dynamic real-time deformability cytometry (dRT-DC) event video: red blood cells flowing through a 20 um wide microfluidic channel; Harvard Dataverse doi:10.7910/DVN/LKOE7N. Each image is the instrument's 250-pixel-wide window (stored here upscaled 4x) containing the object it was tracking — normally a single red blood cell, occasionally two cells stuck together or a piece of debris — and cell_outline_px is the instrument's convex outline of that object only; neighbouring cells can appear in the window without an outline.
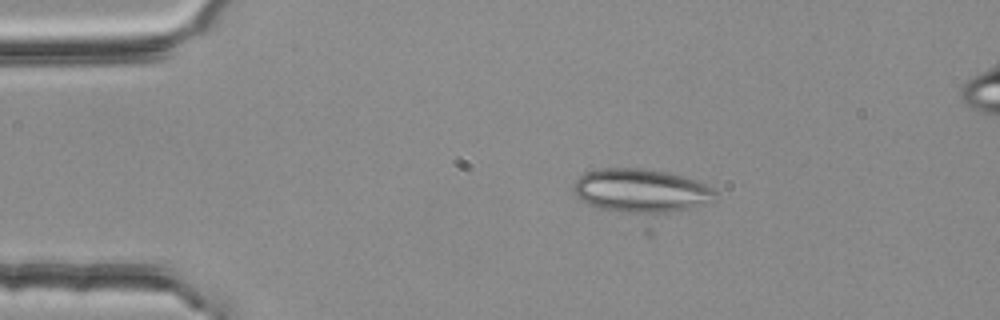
{"species": "common noctule bat (a hibernating species)", "species_latin": "Nyctalus noctula", "temperature_condition": "room temperature", "stored_images_in_passage": 13, "camera_frame_rate_fps": 3000, "um_per_image_px": 0.085, "animal": {"sex": "female", "body_mass_g": 25.1}, "frame": {"image": 1, "passage_image": 11, "time_ms": 3.333, "image_size_px": [1000, 320], "cell_outline_px": [[720, 196], [712, 204], [652, 236], [644, 236], [580, 200], [572, 192], [572, 184], [580, 176], [588, 172], [600, 168], [644, 168], [668, 172], [696, 180], [716, 188]], "centroid_in_image_um": [54.71, 16.73], "position_along_channel_um": 30.3, "area_um2": 46.88}}